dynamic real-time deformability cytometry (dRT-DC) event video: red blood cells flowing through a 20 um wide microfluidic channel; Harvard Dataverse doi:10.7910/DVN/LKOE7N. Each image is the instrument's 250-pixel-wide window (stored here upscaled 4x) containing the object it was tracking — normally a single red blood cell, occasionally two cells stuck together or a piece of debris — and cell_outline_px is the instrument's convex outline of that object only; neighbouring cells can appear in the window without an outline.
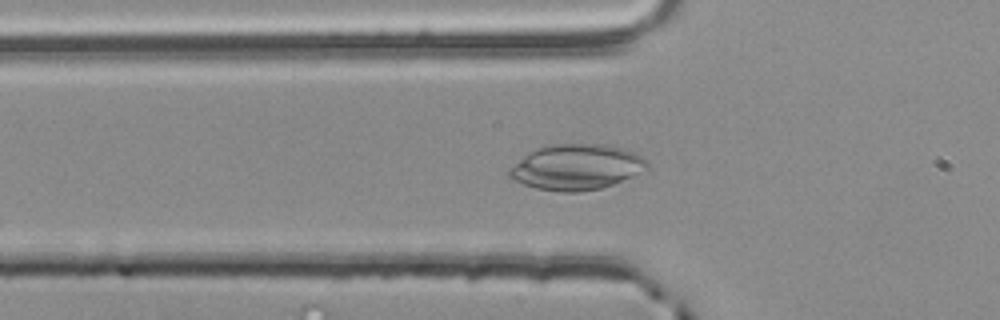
{"species": "common noctule bat (a hibernating species)", "species_latin": "Nyctalus noctula", "temperature_condition": "room temperature", "stored_images_in_passage": 51, "camera_frame_rate_fps": 3000, "um_per_image_px": 0.085, "animal": {"sex": "male", "body_mass_g": 20.4}, "frame": {"image": 1, "passage_image": 20, "time_ms": 6.333, "image_size_px": [1000, 320], "cell_outline_px": [[648, 168], [632, 176], [612, 184], [600, 188], [576, 192], [560, 192], [536, 188], [512, 180], [508, 176], [508, 168], [528, 152], [536, 148], [552, 144], [604, 144], [636, 152], [644, 156], [648, 160]], "centroid_in_image_um": [48.98, 14.19], "position_along_channel_um": 76.8, "area_um2": 36.7}}
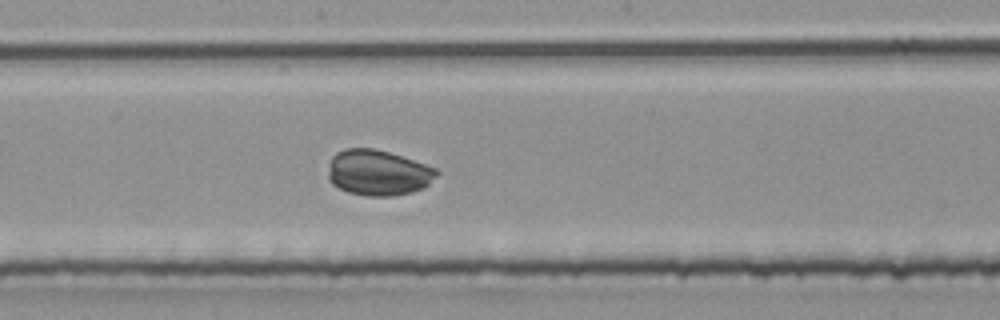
{"frame": {"image": 2, "passage_image": 31, "time_ms": 10.0, "image_size_px": [1000, 320], "cell_outline_px": [[440, 172], [424, 188], [412, 192], [392, 196], [368, 196], [348, 192], [332, 184], [328, 180], [328, 164], [332, 156], [336, 152], [344, 148], [372, 148], [388, 152], [436, 168]], "centroid_in_image_um": [32.1, 14.68], "position_along_channel_um": 216.1, "area_um2": 28.9}}
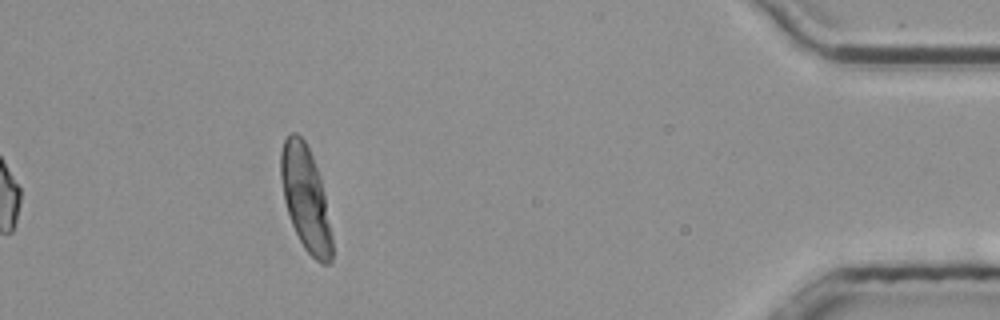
{"frame": {"image": 3, "passage_image": 51, "time_ms": 16.667, "image_size_px": [1000, 320], "cell_outline_px": [[332, 260], [328, 264], [320, 264], [304, 248], [292, 224], [284, 200], [280, 176], [280, 152], [284, 140], [292, 132], [296, 132], [304, 140], [312, 156], [324, 192], [332, 236]], "centroid_in_image_um": [25.97, 16.87], "position_along_channel_um": 409.2, "area_um2": 30.81}, "authors_computed_cell_mechanics": {"area_um2": 29.5358, "velocity_mm_per_s": 3.774, "shape_relaxation_time_tau1_ms": 5.9704, "shape_relaxation_time_tau2_ms": 0.8314, "deformation_change_tau1": 0.1357, "deformation_change_tau2": 0.0277}}